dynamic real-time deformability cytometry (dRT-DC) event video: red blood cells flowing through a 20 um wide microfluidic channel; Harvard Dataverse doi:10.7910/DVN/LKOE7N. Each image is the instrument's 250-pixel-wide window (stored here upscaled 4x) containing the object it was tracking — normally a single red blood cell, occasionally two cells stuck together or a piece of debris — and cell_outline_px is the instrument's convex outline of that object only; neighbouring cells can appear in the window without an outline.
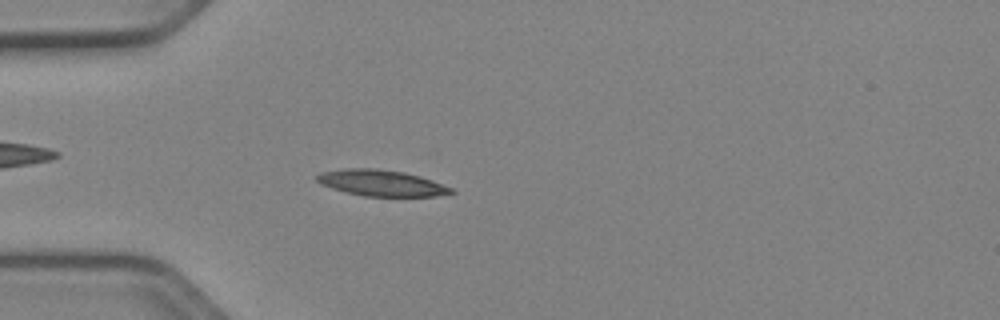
{"species": "Egyptian fruit bat (a non-hibernating species)", "species_latin": "Rousettus aegyptiacus", "temperature_condition": "cold", "stored_images_in_passage": 46, "camera_frame_rate_fps": 3000, "um_per_image_px": 0.085, "animal": {"sex": "female"}, "frame": {"image": 1, "passage_image": 9, "time_ms": 2.667, "image_size_px": [1000, 320], "cell_outline_px": [[456, 192], [436, 196], [364, 196], [332, 188], [320, 184], [316, 180], [316, 176], [320, 172], [348, 168], [376, 168], [404, 172], [420, 176], [432, 180], [452, 188]], "centroid_in_image_um": [32.41, 15.55], "position_along_channel_um": 52.6, "area_um2": 20.35}}
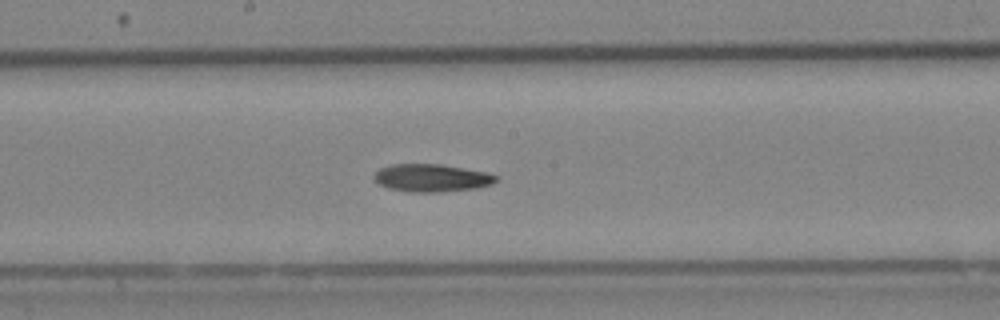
{"frame": {"image": 2, "passage_image": 22, "time_ms": 7.0, "image_size_px": [1000, 320], "cell_outline_px": [[496, 180], [492, 184], [472, 188], [436, 192], [408, 192], [388, 188], [372, 180], [372, 176], [380, 168], [392, 164], [440, 164], [484, 172], [496, 176]], "centroid_in_image_um": [36.59, 15.12], "position_along_channel_um": 211.6, "area_um2": 19.42}}
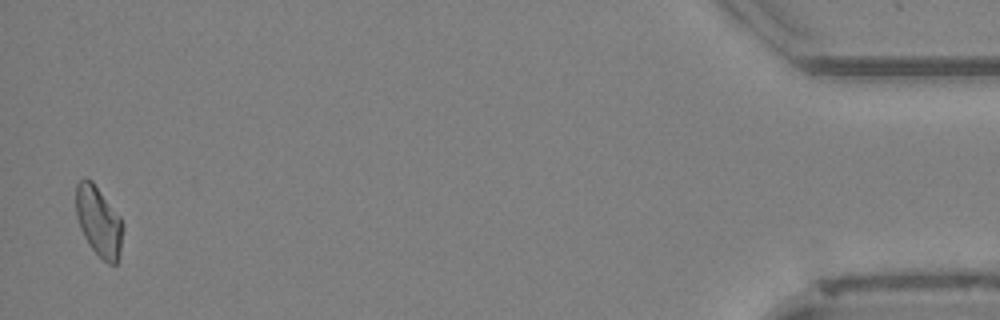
{"frame": {"image": 3, "passage_image": 45, "time_ms": 14.667, "image_size_px": [1000, 320], "cell_outline_px": [[124, 228], [120, 248], [116, 264], [108, 264], [88, 244], [80, 228], [76, 216], [76, 184], [84, 176], [92, 180], [120, 216], [124, 224]], "centroid_in_image_um": [8.39, 18.78], "position_along_channel_um": 426.8, "area_um2": 19.19}, "authors_computed_cell_mechanics": {"area_um2": 19.4208, "velocity_mm_per_s": 3.9386, "shape_relaxation_time_tau1_ms": 5.0281, "shape_relaxation_time_tau2_ms": null, "deformation_change_tau1": 0.1221, "deformation_change_tau2": null}}